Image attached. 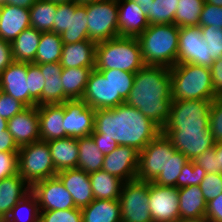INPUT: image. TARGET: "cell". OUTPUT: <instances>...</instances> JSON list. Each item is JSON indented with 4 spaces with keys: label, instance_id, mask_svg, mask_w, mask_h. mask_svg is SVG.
Instances as JSON below:
<instances>
[{
    "label": "cell",
    "instance_id": "18",
    "mask_svg": "<svg viewBox=\"0 0 222 222\" xmlns=\"http://www.w3.org/2000/svg\"><path fill=\"white\" fill-rule=\"evenodd\" d=\"M82 100L92 109L115 108V90L109 77L96 70L90 74Z\"/></svg>",
    "mask_w": 222,
    "mask_h": 222
},
{
    "label": "cell",
    "instance_id": "28",
    "mask_svg": "<svg viewBox=\"0 0 222 222\" xmlns=\"http://www.w3.org/2000/svg\"><path fill=\"white\" fill-rule=\"evenodd\" d=\"M51 159L57 172L77 168L79 148L77 138L65 137L47 141Z\"/></svg>",
    "mask_w": 222,
    "mask_h": 222
},
{
    "label": "cell",
    "instance_id": "44",
    "mask_svg": "<svg viewBox=\"0 0 222 222\" xmlns=\"http://www.w3.org/2000/svg\"><path fill=\"white\" fill-rule=\"evenodd\" d=\"M202 37L208 46L213 61L222 58V28L217 26H203Z\"/></svg>",
    "mask_w": 222,
    "mask_h": 222
},
{
    "label": "cell",
    "instance_id": "60",
    "mask_svg": "<svg viewBox=\"0 0 222 222\" xmlns=\"http://www.w3.org/2000/svg\"><path fill=\"white\" fill-rule=\"evenodd\" d=\"M133 1L140 6L141 10L146 15L149 11V6L152 5L154 0H133Z\"/></svg>",
    "mask_w": 222,
    "mask_h": 222
},
{
    "label": "cell",
    "instance_id": "66",
    "mask_svg": "<svg viewBox=\"0 0 222 222\" xmlns=\"http://www.w3.org/2000/svg\"><path fill=\"white\" fill-rule=\"evenodd\" d=\"M0 222H5V219H3L2 217H0Z\"/></svg>",
    "mask_w": 222,
    "mask_h": 222
},
{
    "label": "cell",
    "instance_id": "2",
    "mask_svg": "<svg viewBox=\"0 0 222 222\" xmlns=\"http://www.w3.org/2000/svg\"><path fill=\"white\" fill-rule=\"evenodd\" d=\"M172 101L170 68L144 65L135 73L125 103L137 108L162 129L169 120Z\"/></svg>",
    "mask_w": 222,
    "mask_h": 222
},
{
    "label": "cell",
    "instance_id": "32",
    "mask_svg": "<svg viewBox=\"0 0 222 222\" xmlns=\"http://www.w3.org/2000/svg\"><path fill=\"white\" fill-rule=\"evenodd\" d=\"M95 67L63 68L61 74L64 94L70 99H82L90 74Z\"/></svg>",
    "mask_w": 222,
    "mask_h": 222
},
{
    "label": "cell",
    "instance_id": "54",
    "mask_svg": "<svg viewBox=\"0 0 222 222\" xmlns=\"http://www.w3.org/2000/svg\"><path fill=\"white\" fill-rule=\"evenodd\" d=\"M213 92L217 98H222V58L214 61L210 67Z\"/></svg>",
    "mask_w": 222,
    "mask_h": 222
},
{
    "label": "cell",
    "instance_id": "40",
    "mask_svg": "<svg viewBox=\"0 0 222 222\" xmlns=\"http://www.w3.org/2000/svg\"><path fill=\"white\" fill-rule=\"evenodd\" d=\"M178 3L179 0H154L146 14L148 23L150 25L174 23Z\"/></svg>",
    "mask_w": 222,
    "mask_h": 222
},
{
    "label": "cell",
    "instance_id": "45",
    "mask_svg": "<svg viewBox=\"0 0 222 222\" xmlns=\"http://www.w3.org/2000/svg\"><path fill=\"white\" fill-rule=\"evenodd\" d=\"M39 222H82V210L70 208L67 210L40 211Z\"/></svg>",
    "mask_w": 222,
    "mask_h": 222
},
{
    "label": "cell",
    "instance_id": "27",
    "mask_svg": "<svg viewBox=\"0 0 222 222\" xmlns=\"http://www.w3.org/2000/svg\"><path fill=\"white\" fill-rule=\"evenodd\" d=\"M30 192L31 186L19 174L3 178L0 181V217L6 219L11 209Z\"/></svg>",
    "mask_w": 222,
    "mask_h": 222
},
{
    "label": "cell",
    "instance_id": "15",
    "mask_svg": "<svg viewBox=\"0 0 222 222\" xmlns=\"http://www.w3.org/2000/svg\"><path fill=\"white\" fill-rule=\"evenodd\" d=\"M149 210L153 222L178 221V189L149 182Z\"/></svg>",
    "mask_w": 222,
    "mask_h": 222
},
{
    "label": "cell",
    "instance_id": "52",
    "mask_svg": "<svg viewBox=\"0 0 222 222\" xmlns=\"http://www.w3.org/2000/svg\"><path fill=\"white\" fill-rule=\"evenodd\" d=\"M193 161L201 166L205 170L206 174L222 173V170L220 169V167H218V161L215 155V146L209 150H206L203 154H201Z\"/></svg>",
    "mask_w": 222,
    "mask_h": 222
},
{
    "label": "cell",
    "instance_id": "59",
    "mask_svg": "<svg viewBox=\"0 0 222 222\" xmlns=\"http://www.w3.org/2000/svg\"><path fill=\"white\" fill-rule=\"evenodd\" d=\"M215 155L218 161V167L222 170V141L215 143Z\"/></svg>",
    "mask_w": 222,
    "mask_h": 222
},
{
    "label": "cell",
    "instance_id": "67",
    "mask_svg": "<svg viewBox=\"0 0 222 222\" xmlns=\"http://www.w3.org/2000/svg\"><path fill=\"white\" fill-rule=\"evenodd\" d=\"M197 222H210V221H207V220H203V221H197Z\"/></svg>",
    "mask_w": 222,
    "mask_h": 222
},
{
    "label": "cell",
    "instance_id": "9",
    "mask_svg": "<svg viewBox=\"0 0 222 222\" xmlns=\"http://www.w3.org/2000/svg\"><path fill=\"white\" fill-rule=\"evenodd\" d=\"M213 100H173L170 117L162 129H209Z\"/></svg>",
    "mask_w": 222,
    "mask_h": 222
},
{
    "label": "cell",
    "instance_id": "22",
    "mask_svg": "<svg viewBox=\"0 0 222 222\" xmlns=\"http://www.w3.org/2000/svg\"><path fill=\"white\" fill-rule=\"evenodd\" d=\"M30 27L29 9L8 4L0 6V38L12 42L23 30Z\"/></svg>",
    "mask_w": 222,
    "mask_h": 222
},
{
    "label": "cell",
    "instance_id": "35",
    "mask_svg": "<svg viewBox=\"0 0 222 222\" xmlns=\"http://www.w3.org/2000/svg\"><path fill=\"white\" fill-rule=\"evenodd\" d=\"M63 41L58 33L42 32L35 55V64L60 62Z\"/></svg>",
    "mask_w": 222,
    "mask_h": 222
},
{
    "label": "cell",
    "instance_id": "37",
    "mask_svg": "<svg viewBox=\"0 0 222 222\" xmlns=\"http://www.w3.org/2000/svg\"><path fill=\"white\" fill-rule=\"evenodd\" d=\"M40 209L36 196L30 192L10 211L5 222H39Z\"/></svg>",
    "mask_w": 222,
    "mask_h": 222
},
{
    "label": "cell",
    "instance_id": "65",
    "mask_svg": "<svg viewBox=\"0 0 222 222\" xmlns=\"http://www.w3.org/2000/svg\"><path fill=\"white\" fill-rule=\"evenodd\" d=\"M5 0H0V6L4 4Z\"/></svg>",
    "mask_w": 222,
    "mask_h": 222
},
{
    "label": "cell",
    "instance_id": "23",
    "mask_svg": "<svg viewBox=\"0 0 222 222\" xmlns=\"http://www.w3.org/2000/svg\"><path fill=\"white\" fill-rule=\"evenodd\" d=\"M179 220L197 222L205 220L207 202L200 186H187L178 189Z\"/></svg>",
    "mask_w": 222,
    "mask_h": 222
},
{
    "label": "cell",
    "instance_id": "55",
    "mask_svg": "<svg viewBox=\"0 0 222 222\" xmlns=\"http://www.w3.org/2000/svg\"><path fill=\"white\" fill-rule=\"evenodd\" d=\"M13 62L11 42L0 38V74Z\"/></svg>",
    "mask_w": 222,
    "mask_h": 222
},
{
    "label": "cell",
    "instance_id": "31",
    "mask_svg": "<svg viewBox=\"0 0 222 222\" xmlns=\"http://www.w3.org/2000/svg\"><path fill=\"white\" fill-rule=\"evenodd\" d=\"M89 178L94 199L119 200L124 181L102 169L90 173Z\"/></svg>",
    "mask_w": 222,
    "mask_h": 222
},
{
    "label": "cell",
    "instance_id": "58",
    "mask_svg": "<svg viewBox=\"0 0 222 222\" xmlns=\"http://www.w3.org/2000/svg\"><path fill=\"white\" fill-rule=\"evenodd\" d=\"M37 0H5L4 4L17 6V7H24L30 9V7L36 2Z\"/></svg>",
    "mask_w": 222,
    "mask_h": 222
},
{
    "label": "cell",
    "instance_id": "5",
    "mask_svg": "<svg viewBox=\"0 0 222 222\" xmlns=\"http://www.w3.org/2000/svg\"><path fill=\"white\" fill-rule=\"evenodd\" d=\"M173 100H214L209 67L191 63H177L170 68Z\"/></svg>",
    "mask_w": 222,
    "mask_h": 222
},
{
    "label": "cell",
    "instance_id": "4",
    "mask_svg": "<svg viewBox=\"0 0 222 222\" xmlns=\"http://www.w3.org/2000/svg\"><path fill=\"white\" fill-rule=\"evenodd\" d=\"M144 65L137 37L117 36L96 45V70L118 69L136 73Z\"/></svg>",
    "mask_w": 222,
    "mask_h": 222
},
{
    "label": "cell",
    "instance_id": "6",
    "mask_svg": "<svg viewBox=\"0 0 222 222\" xmlns=\"http://www.w3.org/2000/svg\"><path fill=\"white\" fill-rule=\"evenodd\" d=\"M18 174L30 185L57 175L46 141L23 145L18 150Z\"/></svg>",
    "mask_w": 222,
    "mask_h": 222
},
{
    "label": "cell",
    "instance_id": "34",
    "mask_svg": "<svg viewBox=\"0 0 222 222\" xmlns=\"http://www.w3.org/2000/svg\"><path fill=\"white\" fill-rule=\"evenodd\" d=\"M86 5L76 6L69 12L68 29L60 34L63 44H72L89 40Z\"/></svg>",
    "mask_w": 222,
    "mask_h": 222
},
{
    "label": "cell",
    "instance_id": "13",
    "mask_svg": "<svg viewBox=\"0 0 222 222\" xmlns=\"http://www.w3.org/2000/svg\"><path fill=\"white\" fill-rule=\"evenodd\" d=\"M62 105L65 137L80 138L91 135L94 131L95 109L82 99L67 100Z\"/></svg>",
    "mask_w": 222,
    "mask_h": 222
},
{
    "label": "cell",
    "instance_id": "24",
    "mask_svg": "<svg viewBox=\"0 0 222 222\" xmlns=\"http://www.w3.org/2000/svg\"><path fill=\"white\" fill-rule=\"evenodd\" d=\"M40 126V140L50 141L65 138L64 106L62 104H43L37 106Z\"/></svg>",
    "mask_w": 222,
    "mask_h": 222
},
{
    "label": "cell",
    "instance_id": "57",
    "mask_svg": "<svg viewBox=\"0 0 222 222\" xmlns=\"http://www.w3.org/2000/svg\"><path fill=\"white\" fill-rule=\"evenodd\" d=\"M19 147L8 130L0 133V152H18Z\"/></svg>",
    "mask_w": 222,
    "mask_h": 222
},
{
    "label": "cell",
    "instance_id": "63",
    "mask_svg": "<svg viewBox=\"0 0 222 222\" xmlns=\"http://www.w3.org/2000/svg\"><path fill=\"white\" fill-rule=\"evenodd\" d=\"M96 1H99V0H74V2L79 5H86V4L96 2Z\"/></svg>",
    "mask_w": 222,
    "mask_h": 222
},
{
    "label": "cell",
    "instance_id": "7",
    "mask_svg": "<svg viewBox=\"0 0 222 222\" xmlns=\"http://www.w3.org/2000/svg\"><path fill=\"white\" fill-rule=\"evenodd\" d=\"M89 40L96 43L119 36L117 0H99L86 4Z\"/></svg>",
    "mask_w": 222,
    "mask_h": 222
},
{
    "label": "cell",
    "instance_id": "51",
    "mask_svg": "<svg viewBox=\"0 0 222 222\" xmlns=\"http://www.w3.org/2000/svg\"><path fill=\"white\" fill-rule=\"evenodd\" d=\"M18 174V152H0V181Z\"/></svg>",
    "mask_w": 222,
    "mask_h": 222
},
{
    "label": "cell",
    "instance_id": "53",
    "mask_svg": "<svg viewBox=\"0 0 222 222\" xmlns=\"http://www.w3.org/2000/svg\"><path fill=\"white\" fill-rule=\"evenodd\" d=\"M205 220L210 222H222V193L207 202Z\"/></svg>",
    "mask_w": 222,
    "mask_h": 222
},
{
    "label": "cell",
    "instance_id": "8",
    "mask_svg": "<svg viewBox=\"0 0 222 222\" xmlns=\"http://www.w3.org/2000/svg\"><path fill=\"white\" fill-rule=\"evenodd\" d=\"M176 152L171 140L160 132L139 152L137 179L153 182L165 170L169 156H173Z\"/></svg>",
    "mask_w": 222,
    "mask_h": 222
},
{
    "label": "cell",
    "instance_id": "10",
    "mask_svg": "<svg viewBox=\"0 0 222 222\" xmlns=\"http://www.w3.org/2000/svg\"><path fill=\"white\" fill-rule=\"evenodd\" d=\"M122 222H153L149 210V182H125L119 197Z\"/></svg>",
    "mask_w": 222,
    "mask_h": 222
},
{
    "label": "cell",
    "instance_id": "41",
    "mask_svg": "<svg viewBox=\"0 0 222 222\" xmlns=\"http://www.w3.org/2000/svg\"><path fill=\"white\" fill-rule=\"evenodd\" d=\"M190 160L181 152L177 151L173 156H169L168 164L153 183L160 186L176 187L177 178L181 174L183 166Z\"/></svg>",
    "mask_w": 222,
    "mask_h": 222
},
{
    "label": "cell",
    "instance_id": "16",
    "mask_svg": "<svg viewBox=\"0 0 222 222\" xmlns=\"http://www.w3.org/2000/svg\"><path fill=\"white\" fill-rule=\"evenodd\" d=\"M138 167L139 151L119 145L112 153L104 156L102 170L128 182L137 179Z\"/></svg>",
    "mask_w": 222,
    "mask_h": 222
},
{
    "label": "cell",
    "instance_id": "61",
    "mask_svg": "<svg viewBox=\"0 0 222 222\" xmlns=\"http://www.w3.org/2000/svg\"><path fill=\"white\" fill-rule=\"evenodd\" d=\"M7 130V120L0 116V133Z\"/></svg>",
    "mask_w": 222,
    "mask_h": 222
},
{
    "label": "cell",
    "instance_id": "38",
    "mask_svg": "<svg viewBox=\"0 0 222 222\" xmlns=\"http://www.w3.org/2000/svg\"><path fill=\"white\" fill-rule=\"evenodd\" d=\"M205 0H179L174 23L180 27L199 26V17Z\"/></svg>",
    "mask_w": 222,
    "mask_h": 222
},
{
    "label": "cell",
    "instance_id": "62",
    "mask_svg": "<svg viewBox=\"0 0 222 222\" xmlns=\"http://www.w3.org/2000/svg\"><path fill=\"white\" fill-rule=\"evenodd\" d=\"M207 4L215 5L218 7H222V0H205Z\"/></svg>",
    "mask_w": 222,
    "mask_h": 222
},
{
    "label": "cell",
    "instance_id": "49",
    "mask_svg": "<svg viewBox=\"0 0 222 222\" xmlns=\"http://www.w3.org/2000/svg\"><path fill=\"white\" fill-rule=\"evenodd\" d=\"M26 106L0 90V116L7 121L20 113Z\"/></svg>",
    "mask_w": 222,
    "mask_h": 222
},
{
    "label": "cell",
    "instance_id": "47",
    "mask_svg": "<svg viewBox=\"0 0 222 222\" xmlns=\"http://www.w3.org/2000/svg\"><path fill=\"white\" fill-rule=\"evenodd\" d=\"M209 128L215 142L222 141V98L212 101L209 112Z\"/></svg>",
    "mask_w": 222,
    "mask_h": 222
},
{
    "label": "cell",
    "instance_id": "46",
    "mask_svg": "<svg viewBox=\"0 0 222 222\" xmlns=\"http://www.w3.org/2000/svg\"><path fill=\"white\" fill-rule=\"evenodd\" d=\"M199 186L205 201L209 202L222 193V173L206 174Z\"/></svg>",
    "mask_w": 222,
    "mask_h": 222
},
{
    "label": "cell",
    "instance_id": "1",
    "mask_svg": "<svg viewBox=\"0 0 222 222\" xmlns=\"http://www.w3.org/2000/svg\"><path fill=\"white\" fill-rule=\"evenodd\" d=\"M94 130L102 138L115 140L118 145L130 146L139 152L162 132L150 118L126 103L95 110Z\"/></svg>",
    "mask_w": 222,
    "mask_h": 222
},
{
    "label": "cell",
    "instance_id": "17",
    "mask_svg": "<svg viewBox=\"0 0 222 222\" xmlns=\"http://www.w3.org/2000/svg\"><path fill=\"white\" fill-rule=\"evenodd\" d=\"M7 130L18 147L40 140L37 106L26 107L7 121Z\"/></svg>",
    "mask_w": 222,
    "mask_h": 222
},
{
    "label": "cell",
    "instance_id": "48",
    "mask_svg": "<svg viewBox=\"0 0 222 222\" xmlns=\"http://www.w3.org/2000/svg\"><path fill=\"white\" fill-rule=\"evenodd\" d=\"M217 26L222 28V7L204 3L199 17V27Z\"/></svg>",
    "mask_w": 222,
    "mask_h": 222
},
{
    "label": "cell",
    "instance_id": "3",
    "mask_svg": "<svg viewBox=\"0 0 222 222\" xmlns=\"http://www.w3.org/2000/svg\"><path fill=\"white\" fill-rule=\"evenodd\" d=\"M145 65L171 68L177 64L179 27L175 24H153L137 37Z\"/></svg>",
    "mask_w": 222,
    "mask_h": 222
},
{
    "label": "cell",
    "instance_id": "25",
    "mask_svg": "<svg viewBox=\"0 0 222 222\" xmlns=\"http://www.w3.org/2000/svg\"><path fill=\"white\" fill-rule=\"evenodd\" d=\"M96 45L92 40L63 44L60 65L63 68L95 67Z\"/></svg>",
    "mask_w": 222,
    "mask_h": 222
},
{
    "label": "cell",
    "instance_id": "64",
    "mask_svg": "<svg viewBox=\"0 0 222 222\" xmlns=\"http://www.w3.org/2000/svg\"><path fill=\"white\" fill-rule=\"evenodd\" d=\"M46 1H51V2L56 3V4H63V3H67V2H74V0H46Z\"/></svg>",
    "mask_w": 222,
    "mask_h": 222
},
{
    "label": "cell",
    "instance_id": "12",
    "mask_svg": "<svg viewBox=\"0 0 222 222\" xmlns=\"http://www.w3.org/2000/svg\"><path fill=\"white\" fill-rule=\"evenodd\" d=\"M171 140L174 148L193 161L206 150L215 146V140L209 129H162Z\"/></svg>",
    "mask_w": 222,
    "mask_h": 222
},
{
    "label": "cell",
    "instance_id": "20",
    "mask_svg": "<svg viewBox=\"0 0 222 222\" xmlns=\"http://www.w3.org/2000/svg\"><path fill=\"white\" fill-rule=\"evenodd\" d=\"M119 36L138 37L150 25L145 13L133 0H118Z\"/></svg>",
    "mask_w": 222,
    "mask_h": 222
},
{
    "label": "cell",
    "instance_id": "36",
    "mask_svg": "<svg viewBox=\"0 0 222 222\" xmlns=\"http://www.w3.org/2000/svg\"><path fill=\"white\" fill-rule=\"evenodd\" d=\"M57 4L37 0L29 9L31 27L40 32H52Z\"/></svg>",
    "mask_w": 222,
    "mask_h": 222
},
{
    "label": "cell",
    "instance_id": "21",
    "mask_svg": "<svg viewBox=\"0 0 222 222\" xmlns=\"http://www.w3.org/2000/svg\"><path fill=\"white\" fill-rule=\"evenodd\" d=\"M0 90L28 107L27 63L13 61L0 74Z\"/></svg>",
    "mask_w": 222,
    "mask_h": 222
},
{
    "label": "cell",
    "instance_id": "26",
    "mask_svg": "<svg viewBox=\"0 0 222 222\" xmlns=\"http://www.w3.org/2000/svg\"><path fill=\"white\" fill-rule=\"evenodd\" d=\"M45 79L41 95V105L62 104L70 100L65 94L61 81L63 67L60 62L37 64Z\"/></svg>",
    "mask_w": 222,
    "mask_h": 222
},
{
    "label": "cell",
    "instance_id": "56",
    "mask_svg": "<svg viewBox=\"0 0 222 222\" xmlns=\"http://www.w3.org/2000/svg\"><path fill=\"white\" fill-rule=\"evenodd\" d=\"M93 140L96 143V146L104 155L112 153L119 145L115 140H110L108 138H102V136L97 133L95 130L91 134Z\"/></svg>",
    "mask_w": 222,
    "mask_h": 222
},
{
    "label": "cell",
    "instance_id": "50",
    "mask_svg": "<svg viewBox=\"0 0 222 222\" xmlns=\"http://www.w3.org/2000/svg\"><path fill=\"white\" fill-rule=\"evenodd\" d=\"M76 6L75 2L57 4L52 32L59 35L68 29L69 12Z\"/></svg>",
    "mask_w": 222,
    "mask_h": 222
},
{
    "label": "cell",
    "instance_id": "42",
    "mask_svg": "<svg viewBox=\"0 0 222 222\" xmlns=\"http://www.w3.org/2000/svg\"><path fill=\"white\" fill-rule=\"evenodd\" d=\"M28 107L41 105V95L45 86V79L39 66L27 63Z\"/></svg>",
    "mask_w": 222,
    "mask_h": 222
},
{
    "label": "cell",
    "instance_id": "43",
    "mask_svg": "<svg viewBox=\"0 0 222 222\" xmlns=\"http://www.w3.org/2000/svg\"><path fill=\"white\" fill-rule=\"evenodd\" d=\"M205 175V170L194 161L190 160L183 166L181 174L177 178L176 188L199 186Z\"/></svg>",
    "mask_w": 222,
    "mask_h": 222
},
{
    "label": "cell",
    "instance_id": "14",
    "mask_svg": "<svg viewBox=\"0 0 222 222\" xmlns=\"http://www.w3.org/2000/svg\"><path fill=\"white\" fill-rule=\"evenodd\" d=\"M31 192L37 198L40 211L76 208L71 194L57 176L34 183Z\"/></svg>",
    "mask_w": 222,
    "mask_h": 222
},
{
    "label": "cell",
    "instance_id": "30",
    "mask_svg": "<svg viewBox=\"0 0 222 222\" xmlns=\"http://www.w3.org/2000/svg\"><path fill=\"white\" fill-rule=\"evenodd\" d=\"M42 32L35 28L23 30L12 42V56L14 62L33 63L39 46Z\"/></svg>",
    "mask_w": 222,
    "mask_h": 222
},
{
    "label": "cell",
    "instance_id": "39",
    "mask_svg": "<svg viewBox=\"0 0 222 222\" xmlns=\"http://www.w3.org/2000/svg\"><path fill=\"white\" fill-rule=\"evenodd\" d=\"M98 71L112 81L115 90V107L125 103L132 89L135 73L118 69Z\"/></svg>",
    "mask_w": 222,
    "mask_h": 222
},
{
    "label": "cell",
    "instance_id": "33",
    "mask_svg": "<svg viewBox=\"0 0 222 222\" xmlns=\"http://www.w3.org/2000/svg\"><path fill=\"white\" fill-rule=\"evenodd\" d=\"M77 144L79 148L77 168L88 174L101 170L105 155L96 146L92 136L77 138Z\"/></svg>",
    "mask_w": 222,
    "mask_h": 222
},
{
    "label": "cell",
    "instance_id": "29",
    "mask_svg": "<svg viewBox=\"0 0 222 222\" xmlns=\"http://www.w3.org/2000/svg\"><path fill=\"white\" fill-rule=\"evenodd\" d=\"M82 210V222H122L119 200L94 199Z\"/></svg>",
    "mask_w": 222,
    "mask_h": 222
},
{
    "label": "cell",
    "instance_id": "19",
    "mask_svg": "<svg viewBox=\"0 0 222 222\" xmlns=\"http://www.w3.org/2000/svg\"><path fill=\"white\" fill-rule=\"evenodd\" d=\"M56 176L71 194L76 208L82 209L94 200L92 186L87 172L79 168H72L59 171Z\"/></svg>",
    "mask_w": 222,
    "mask_h": 222
},
{
    "label": "cell",
    "instance_id": "11",
    "mask_svg": "<svg viewBox=\"0 0 222 222\" xmlns=\"http://www.w3.org/2000/svg\"><path fill=\"white\" fill-rule=\"evenodd\" d=\"M213 62L202 37L201 27H180L177 63H191L210 68Z\"/></svg>",
    "mask_w": 222,
    "mask_h": 222
}]
</instances>
